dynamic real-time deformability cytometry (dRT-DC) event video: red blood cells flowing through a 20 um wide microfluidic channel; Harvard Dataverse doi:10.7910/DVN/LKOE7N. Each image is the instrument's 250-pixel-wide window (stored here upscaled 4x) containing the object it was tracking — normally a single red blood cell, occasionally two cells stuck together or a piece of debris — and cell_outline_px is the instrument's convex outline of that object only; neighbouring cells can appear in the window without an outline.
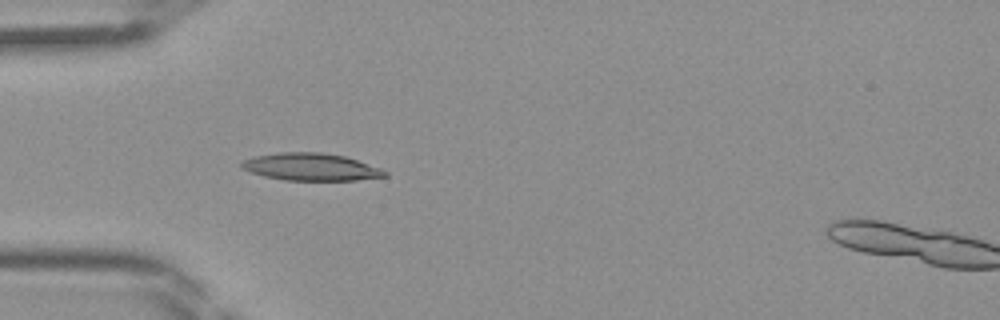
{"species": "Egyptian fruit bat (a non-hibernating species)", "species_latin": "Rousettus aegyptiacus", "temperature_condition": "room temperature", "stored_images_in_passage": 31, "camera_frame_rate_fps": 3000, "um_per_image_px": 0.085, "frame": {"image": 1, "passage_image": 2, "time_ms": 0.333, "image_size_px": [1000, 320], "cell_outline_px": [[388, 176], [356, 180], [284, 180], [264, 176], [240, 168], [240, 160], [252, 156], [280, 152], [320, 152], [344, 156], [380, 168], [388, 172]], "centroid_in_image_um": [26.37, 14.18], "position_along_channel_um": 58.6, "area_um2": 22.89}}
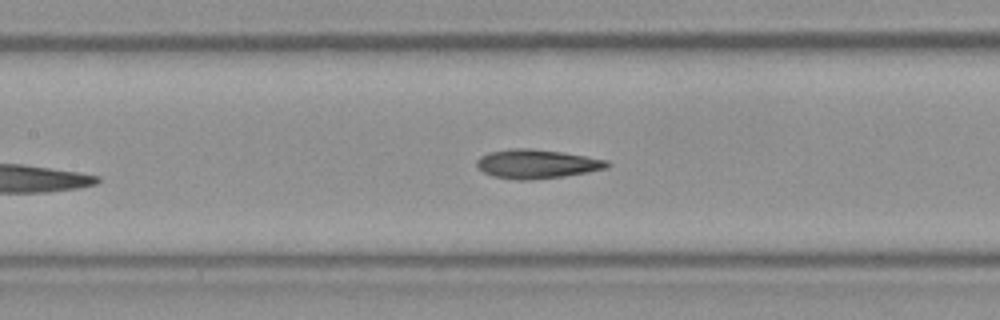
{"frame": {"image": 2, "passage_image": 9, "time_ms": 2.667, "image_size_px": [1000, 320], "cell_outline_px": [[612, 164], [608, 168], [560, 176], [528, 180], [516, 180], [492, 176], [484, 172], [476, 164], [476, 160], [480, 156], [488, 152], [508, 148], [532, 148], [564, 152], [608, 160]], "centroid_in_image_um": [45.61, 13.91], "position_along_channel_um": 161.8, "area_um2": 22.08}}
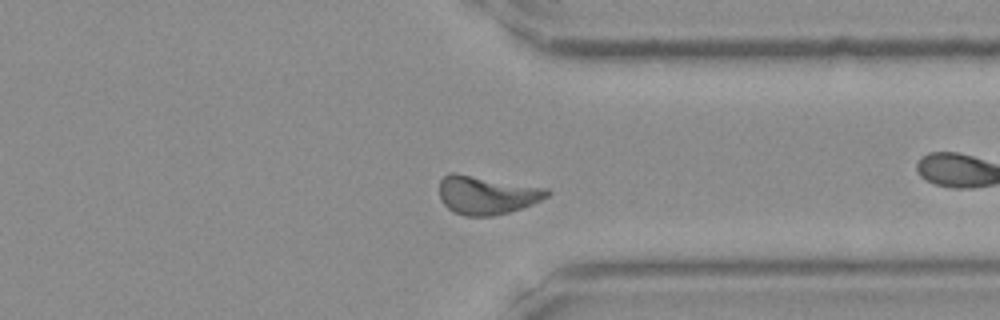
{"frame": {"image": 3, "passage_image": 20, "time_ms": 6.333, "image_size_px": [1000, 320], "cell_outline_px": [[552, 192], [548, 196], [532, 204], [508, 212], [492, 216], [464, 216], [452, 212], [440, 200], [440, 180], [448, 172], [456, 172], [548, 188]], "centroid_in_image_um": [41.35, 16.56], "position_along_channel_um": 370.1, "area_um2": 24.39}}